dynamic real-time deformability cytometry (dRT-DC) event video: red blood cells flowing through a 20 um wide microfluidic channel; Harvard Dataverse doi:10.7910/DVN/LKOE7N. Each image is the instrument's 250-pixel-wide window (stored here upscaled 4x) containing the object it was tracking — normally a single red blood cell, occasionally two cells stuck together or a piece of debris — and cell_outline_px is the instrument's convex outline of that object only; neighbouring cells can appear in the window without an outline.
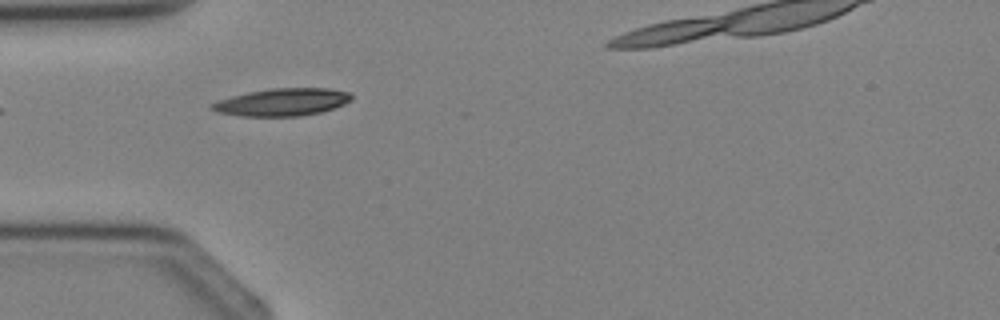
{"species": "Egyptian fruit bat (a non-hibernating species)", "species_latin": "Rousettus aegyptiacus", "temperature_condition": "cold", "stored_images_in_passage": 3, "camera_frame_rate_fps": 3000, "um_per_image_px": 0.085, "animal": {"sex": "female"}, "frame": {"image": 1, "passage_image": 3, "time_ms": 3.0, "image_size_px": [1000, 320], "cell_outline_px": [[352, 100], [344, 104], [320, 112], [300, 116], [240, 116], [216, 112], [208, 108], [208, 104], [216, 100], [248, 92], [272, 88], [328, 88], [348, 92], [352, 96]], "centroid_in_image_um": [23.92, 8.68], "position_along_channel_um": 61.1, "area_um2": 22.48}}